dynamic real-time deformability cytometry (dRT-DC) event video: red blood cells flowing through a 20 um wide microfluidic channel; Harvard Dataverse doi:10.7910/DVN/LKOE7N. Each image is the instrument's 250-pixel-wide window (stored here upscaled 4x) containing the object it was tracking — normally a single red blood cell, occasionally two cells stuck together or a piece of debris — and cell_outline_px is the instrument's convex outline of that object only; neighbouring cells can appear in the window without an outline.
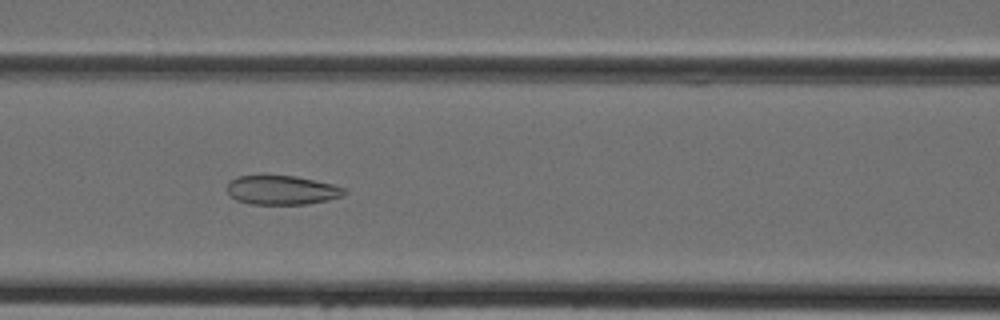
{"species": "Egyptian fruit bat (a non-hibernating species)", "species_latin": "Rousettus aegyptiacus", "temperature_condition": "cold", "stored_images_in_passage": 44, "camera_frame_rate_fps": 3000, "um_per_image_px": 0.085, "animal": {"sex": "female"}, "frame": {"image": 1, "passage_image": 19, "time_ms": 6.0, "image_size_px": [1000, 320], "cell_outline_px": [[348, 192], [344, 196], [328, 200], [308, 204], [252, 204], [236, 200], [224, 188], [236, 176], [260, 172], [264, 172], [296, 176], [316, 180], [348, 188]], "centroid_in_image_um": [23.95, 16.1], "position_along_channel_um": 142.7, "area_um2": 20.98}}
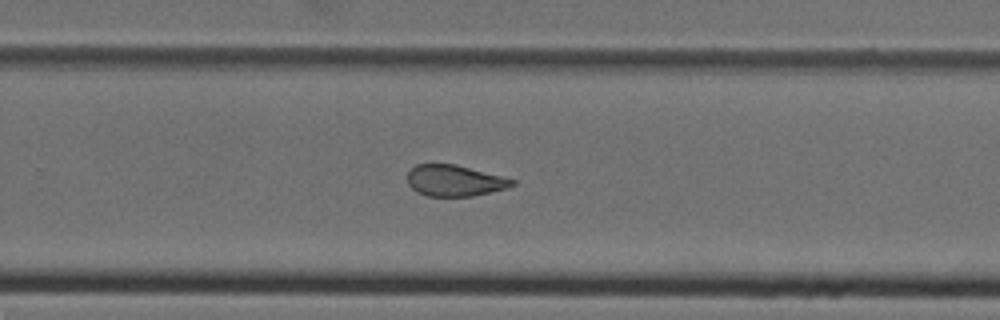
{"frame": {"image": 2, "passage_image": 29, "time_ms": 9.333, "image_size_px": [1000, 320], "cell_outline_px": [[516, 184], [508, 188], [472, 196], [428, 196], [416, 192], [408, 184], [408, 172], [416, 164], [456, 164], [504, 176], [516, 180]], "centroid_in_image_um": [38.67, 15.35], "position_along_channel_um": 291.1, "area_um2": 19.19}}
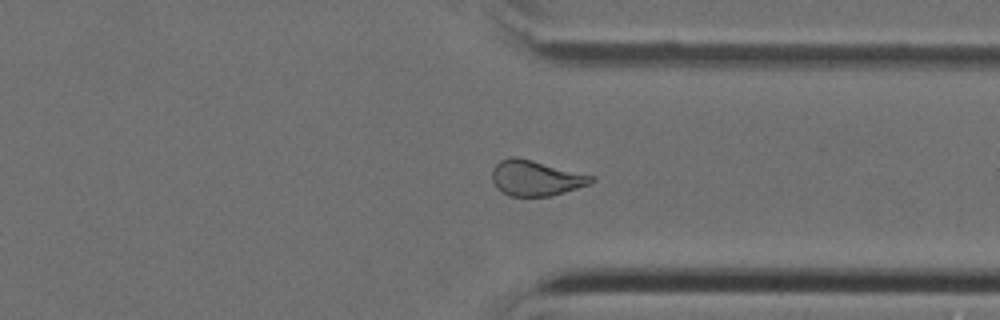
{"frame": {"image": 3, "passage_image": 34, "time_ms": 11.0, "image_size_px": [1000, 320], "cell_outline_px": [[596, 180], [588, 184], [552, 196], [512, 196], [496, 188], [492, 180], [492, 172], [496, 164], [500, 160], [508, 156], [516, 156], [596, 176]], "centroid_in_image_um": [45.54, 15.12], "position_along_channel_um": 365.9, "area_um2": 20.46}}